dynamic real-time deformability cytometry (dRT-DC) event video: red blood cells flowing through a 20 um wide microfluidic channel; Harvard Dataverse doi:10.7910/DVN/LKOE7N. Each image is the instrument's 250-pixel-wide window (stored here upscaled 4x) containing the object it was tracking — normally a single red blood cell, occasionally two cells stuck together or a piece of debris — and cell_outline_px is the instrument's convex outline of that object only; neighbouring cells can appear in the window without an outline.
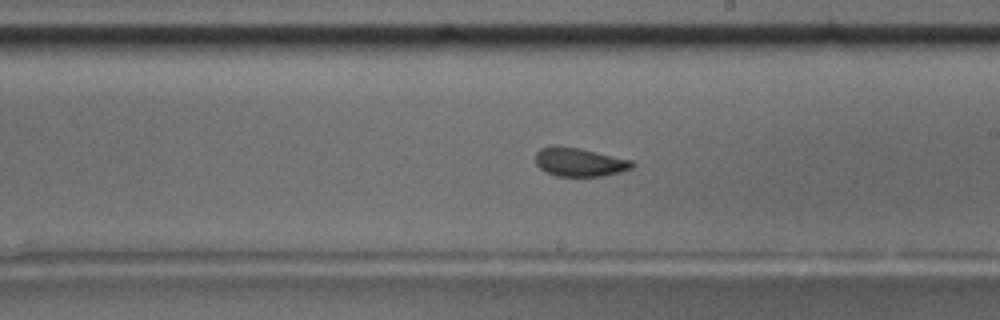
{"species": "common noctule bat (a hibernating species)", "species_latin": "Nyctalus noctula", "temperature_condition": "room temperature", "stored_images_in_passage": 54, "camera_frame_rate_fps": 3000, "um_per_image_px": 0.085, "animal": {"sex": "male", "body_mass_g": 17.5, "forearm_length_mm": 52.3}, "frame": {"image": 1, "passage_image": 31, "time_ms": 10.0, "image_size_px": [1000, 320], "cell_outline_px": [[636, 164], [632, 168], [620, 172], [604, 176], [556, 176], [544, 172], [536, 164], [536, 152], [540, 148], [552, 144], [560, 144], [580, 148], [632, 160]], "centroid_in_image_um": [49.22, 13.76], "position_along_channel_um": 239.8, "area_um2": 16.53}, "authors_computed_cell_mechanics": {"area_um2": 16.9065, "velocity_mm_per_s": 3.6741, "shape_relaxation_time_tau1_ms": null, "shape_relaxation_time_tau2_ms": 1.1457, "deformation_change_tau1": null, "deformation_change_tau2": 0.0506}}